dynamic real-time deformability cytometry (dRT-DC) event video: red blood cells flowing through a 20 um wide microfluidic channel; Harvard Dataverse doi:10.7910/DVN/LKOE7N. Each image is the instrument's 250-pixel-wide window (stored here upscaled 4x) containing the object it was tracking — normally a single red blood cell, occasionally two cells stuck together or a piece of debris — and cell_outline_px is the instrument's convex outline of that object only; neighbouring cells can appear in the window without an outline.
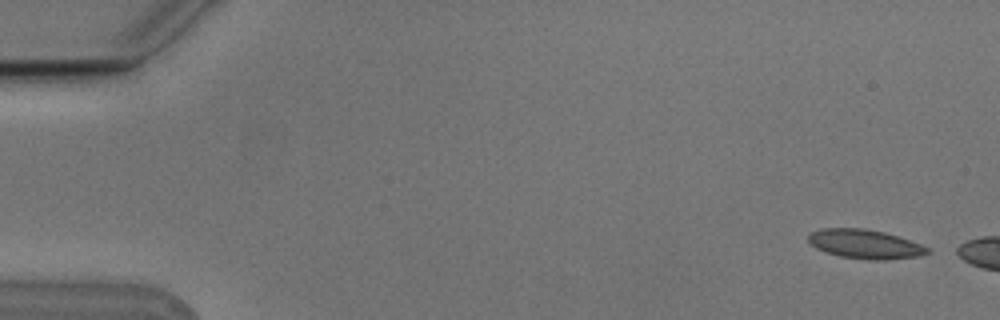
{"species": "Egyptian fruit bat (a non-hibernating species)", "species_latin": "Rousettus aegyptiacus", "temperature_condition": "cold", "stored_images_in_passage": 5, "camera_frame_rate_fps": 3000, "um_per_image_px": 0.085, "animal": {"sex": "male"}, "frame": {"image": 1, "passage_image": 1, "time_ms": 0.0, "image_size_px": [1000, 320], "cell_outline_px": [[932, 252], [920, 256], [884, 260], [868, 260], [840, 256], [816, 248], [808, 240], [808, 236], [812, 232], [820, 228], [864, 228], [884, 232], [920, 244], [928, 248]], "centroid_in_image_um": [73.53, 20.75], "position_along_channel_um": 11.5, "area_um2": 20.06}}